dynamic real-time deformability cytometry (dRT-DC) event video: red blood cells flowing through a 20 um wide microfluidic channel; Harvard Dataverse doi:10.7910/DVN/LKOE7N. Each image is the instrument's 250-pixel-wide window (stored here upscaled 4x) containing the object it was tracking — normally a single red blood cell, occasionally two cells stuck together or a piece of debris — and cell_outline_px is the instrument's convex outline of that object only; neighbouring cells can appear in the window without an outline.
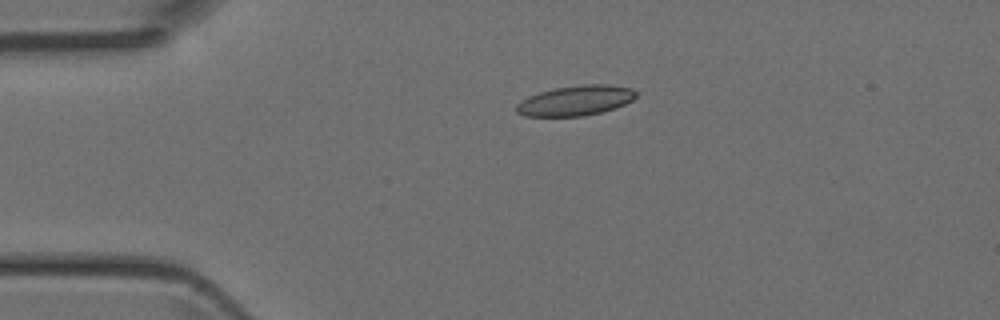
{"species": "Egyptian fruit bat (a non-hibernating species)", "species_latin": "Rousettus aegyptiacus", "temperature_condition": "room temperature", "stored_images_in_passage": 4, "camera_frame_rate_fps": 3000, "um_per_image_px": 0.085, "animal": {"sex": "female"}, "frame": {"image": 1, "passage_image": 3, "time_ms": 0.667, "image_size_px": [1000, 320], "cell_outline_px": [[636, 96], [632, 100], [616, 108], [584, 116], [524, 116], [516, 112], [516, 104], [520, 100], [528, 96], [540, 92], [556, 88], [584, 84], [608, 84], [632, 88], [636, 92]], "centroid_in_image_um": [48.91, 8.55], "position_along_channel_um": 36.1, "area_um2": 20.98}}